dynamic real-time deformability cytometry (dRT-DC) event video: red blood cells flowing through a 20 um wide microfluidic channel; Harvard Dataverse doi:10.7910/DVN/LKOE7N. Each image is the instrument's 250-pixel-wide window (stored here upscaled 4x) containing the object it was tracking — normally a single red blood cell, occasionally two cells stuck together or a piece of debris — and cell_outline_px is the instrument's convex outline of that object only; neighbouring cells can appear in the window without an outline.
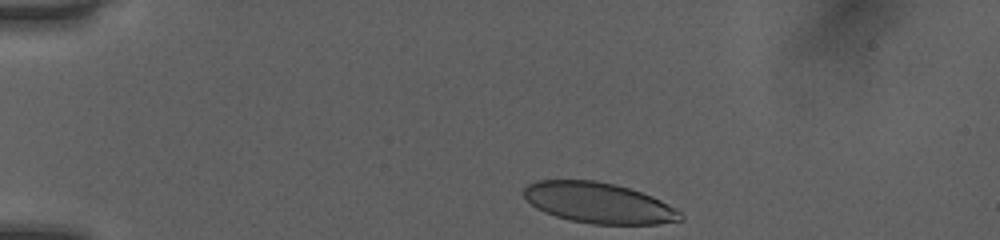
{"species": "human", "species_latin": "Homo sapiens", "temperature_condition": "room temperature", "stored_images_in_passage": 35, "camera_frame_rate_fps": 3000, "um_per_image_px": 0.085, "donor": {"sex": "female"}, "frame": {"image": 1, "passage_image": 1, "time_ms": 0.0, "image_size_px": [1000, 240], "cell_outline_px": [[684, 220], [660, 224], [592, 224], [568, 220], [544, 212], [536, 208], [524, 196], [524, 188], [528, 184], [536, 180], [596, 180], [616, 184], [652, 196], [676, 208], [684, 216]], "centroid_in_image_um": [50.9, 17.25], "position_along_channel_um": 34.1, "area_um2": 37.22}}
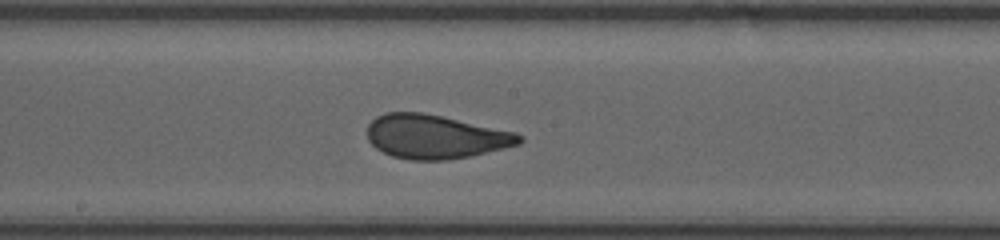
{"frame": {"image": 2, "passage_image": 19, "time_ms": 6.0, "image_size_px": [1000, 240], "cell_outline_px": [[524, 140], [520, 144], [504, 148], [468, 156], [448, 160], [408, 160], [392, 156], [376, 148], [368, 140], [368, 124], [376, 116], [384, 112], [424, 112], [516, 132], [524, 136]], "centroid_in_image_um": [37.0, 11.61], "position_along_channel_um": 211.2, "area_um2": 39.02}}
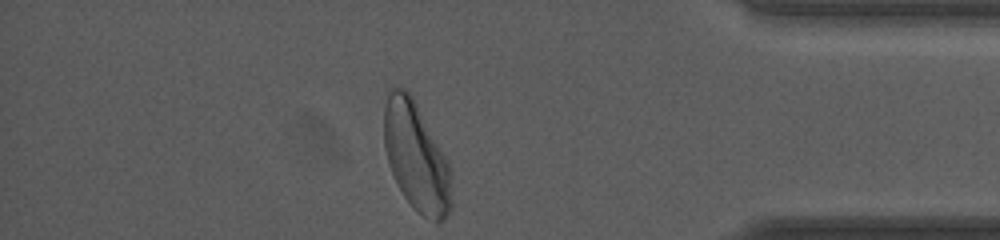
{"frame": {"image": 3, "passage_image": 35, "time_ms": 11.333, "image_size_px": [1000, 240], "cell_outline_px": [[452, 208], [436, 224], [416, 212], [404, 196], [392, 172], [388, 160], [384, 144], [384, 108], [388, 88], [392, 84], [396, 84], [404, 88], [412, 96], [444, 156], [452, 172]], "centroid_in_image_um": [35.37, 13.32], "position_along_channel_um": 399.8, "area_um2": 42.66}, "authors_computed_cell_mechanics": {"area_um2": 39.304, "velocity_mm_per_s": 4.0396, "shape_relaxation_time_tau1_ms": 4.0787, "shape_relaxation_time_tau2_ms": 0.7023, "deformation_change_tau1": 0.1485, "deformation_change_tau2": 0.0547}}